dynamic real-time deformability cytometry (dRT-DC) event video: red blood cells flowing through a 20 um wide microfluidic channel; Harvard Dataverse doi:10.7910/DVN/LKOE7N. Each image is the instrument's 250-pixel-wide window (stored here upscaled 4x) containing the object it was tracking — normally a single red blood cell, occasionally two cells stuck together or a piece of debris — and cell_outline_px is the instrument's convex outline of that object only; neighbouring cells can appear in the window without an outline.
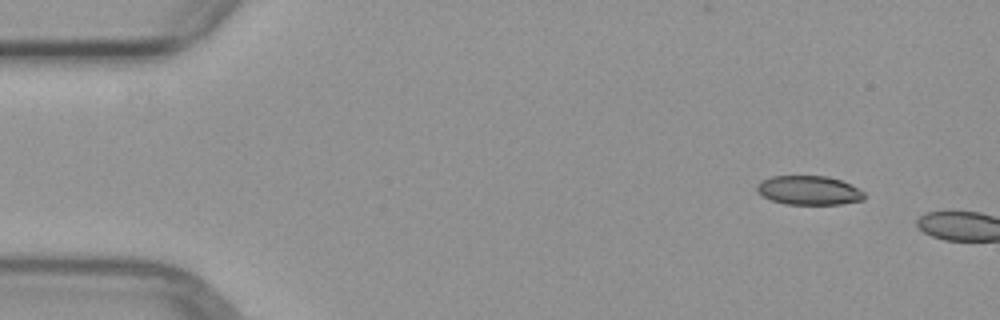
{"species": "common noctule bat (a hibernating species)", "species_latin": "Nyctalus noctula", "temperature_condition": "warm", "stored_images_in_passage": 2, "camera_frame_rate_fps": 3000, "um_per_image_px": 0.085, "animal": {"sex": "female", "body_mass_g": 29.2, "forearm_length_mm": 56.3}, "frame": {"image": 1, "passage_image": 1, "time_ms": 0.0, "image_size_px": [1000, 320], "cell_outline_px": [[864, 200], [840, 204], [784, 204], [772, 200], [756, 192], [756, 184], [760, 180], [772, 176], [828, 176], [840, 180], [864, 192]], "centroid_in_image_um": [68.71, 16.17], "position_along_channel_um": 16.3, "area_um2": 18.15}}